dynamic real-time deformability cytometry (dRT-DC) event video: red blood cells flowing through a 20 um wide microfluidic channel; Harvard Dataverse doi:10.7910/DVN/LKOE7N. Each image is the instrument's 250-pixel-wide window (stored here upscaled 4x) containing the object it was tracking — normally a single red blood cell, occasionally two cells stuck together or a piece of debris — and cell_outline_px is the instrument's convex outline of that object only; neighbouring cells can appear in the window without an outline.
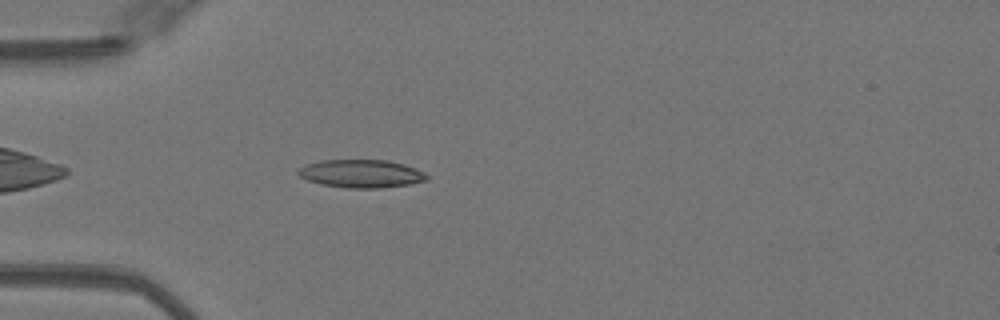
{"species": "Egyptian fruit bat (a non-hibernating species)", "species_latin": "Rousettus aegyptiacus", "temperature_condition": "warm", "stored_images_in_passage": 36, "camera_frame_rate_fps": 3000, "um_per_image_px": 0.085, "animal": {"sex": "female"}, "frame": {"image": 1, "passage_image": 1, "time_ms": 0.0, "image_size_px": [1000, 320], "cell_outline_px": [[428, 180], [408, 184], [380, 188], [348, 188], [320, 184], [308, 180], [300, 176], [296, 172], [300, 168], [308, 164], [320, 160], [388, 160], [404, 164], [424, 172], [428, 176]], "centroid_in_image_um": [30.71, 14.76], "position_along_channel_um": 54.3, "area_um2": 20.92}}
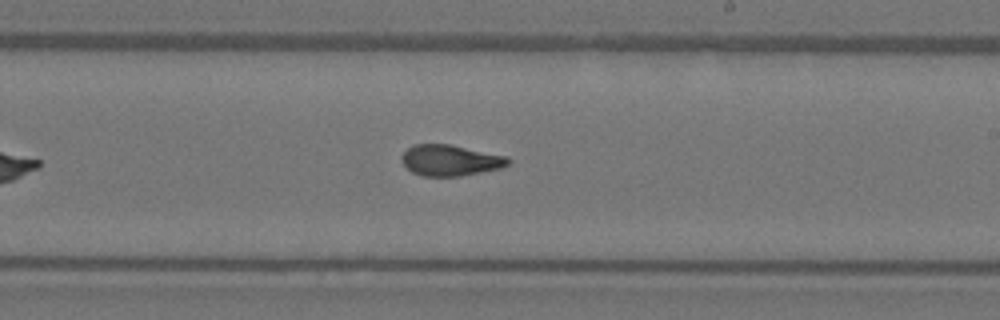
{"frame": {"image": 2, "passage_image": 16, "time_ms": 5.0, "image_size_px": [1000, 320], "cell_outline_px": [[512, 160], [508, 164], [500, 168], [460, 176], [424, 176], [412, 172], [400, 160], [400, 156], [412, 144], [452, 144], [508, 156]], "centroid_in_image_um": [38.28, 13.61], "position_along_channel_um": 250.7, "area_um2": 19.36}}
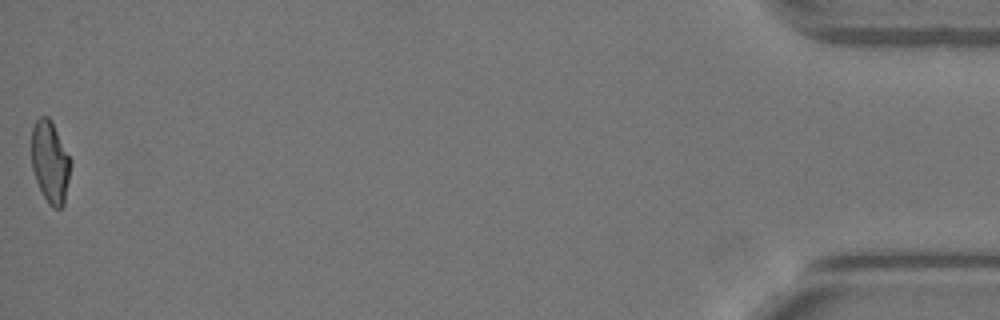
{"frame": {"image": 3, "passage_image": 36, "time_ms": 11.667, "image_size_px": [1000, 320], "cell_outline_px": [[72, 164], [64, 204], [60, 208], [52, 208], [48, 204], [36, 180], [32, 168], [32, 128], [36, 120], [40, 116], [48, 116], [52, 120], [72, 160]], "centroid_in_image_um": [4.29, 13.75], "position_along_channel_um": 430.9, "area_um2": 18.9}, "authors_computed_cell_mechanics": {"area_um2": 19.363, "velocity_mm_per_s": 4.0999, "shape_relaxation_time_tau1_ms": 7.4569, "shape_relaxation_time_tau2_ms": 1.1325, "deformation_change_tau1": 0.2432, "deformation_change_tau2": 0.0757}}